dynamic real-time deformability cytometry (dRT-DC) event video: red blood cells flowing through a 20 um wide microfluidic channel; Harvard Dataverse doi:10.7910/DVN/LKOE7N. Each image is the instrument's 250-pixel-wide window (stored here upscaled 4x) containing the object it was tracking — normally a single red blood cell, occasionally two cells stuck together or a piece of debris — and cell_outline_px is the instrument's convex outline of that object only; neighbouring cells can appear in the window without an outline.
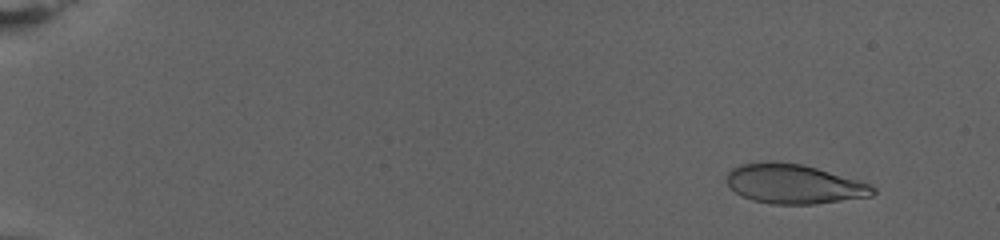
{"species": "human", "species_latin": "Homo sapiens", "temperature_condition": "warm", "stored_images_in_passage": 80, "camera_frame_rate_fps": 3000, "um_per_image_px": 0.085, "donor": {"sex": "female"}, "frame": {"image": 1, "passage_image": 8, "time_ms": 2.333, "image_size_px": [1000, 240], "cell_outline_px": [[876, 192], [872, 196], [816, 204], [772, 204], [752, 200], [736, 192], [724, 180], [728, 172], [732, 168], [740, 164], [800, 164], [816, 168], [856, 180], [868, 184], [876, 188]], "centroid_in_image_um": [67.5, 15.68], "position_along_channel_um": 17.5, "area_um2": 32.66}}
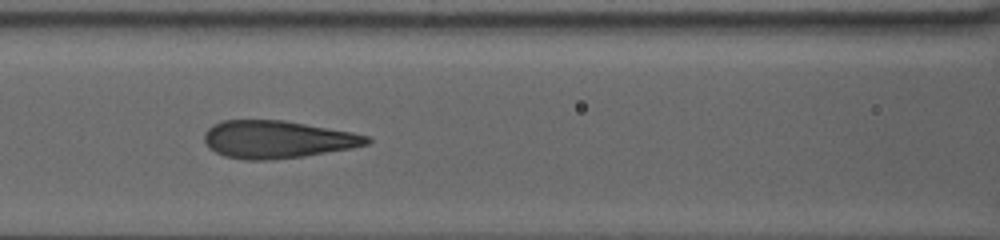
{"frame": {"image": 2, "passage_image": 39, "time_ms": 12.667, "image_size_px": [1000, 240], "cell_outline_px": [[372, 140], [368, 144], [352, 148], [304, 156], [268, 160], [244, 160], [224, 156], [208, 148], [204, 140], [204, 132], [212, 124], [224, 120], [284, 120], [352, 132], [368, 136]], "centroid_in_image_um": [23.54, 11.85], "position_along_channel_um": 143.1, "area_um2": 35.72}}
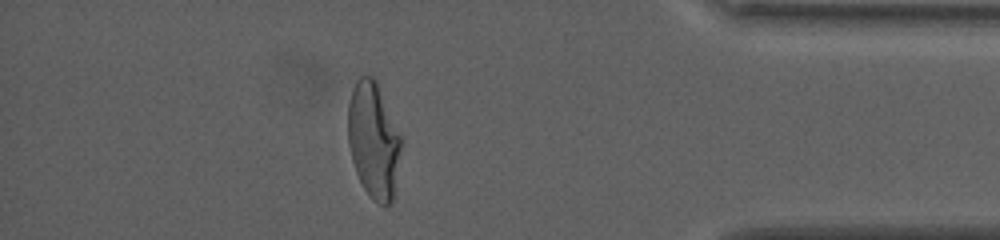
{"frame": {"image": 3, "passage_image": 71, "time_ms": 23.333, "image_size_px": [1000, 240], "cell_outline_px": [[400, 148], [392, 200], [384, 208], [372, 200], [368, 196], [356, 172], [352, 160], [348, 140], [348, 104], [352, 88], [356, 80], [360, 76], [372, 76], [376, 80], [380, 88], [400, 136]], "centroid_in_image_um": [31.71, 11.91], "position_along_channel_um": 403.5, "area_um2": 35.43}, "authors_computed_cell_mechanics": {"area_um2": 35.2002, "velocity_mm_per_s": 2.7081, "shape_relaxation_time_tau1_ms": 5.5307, "shape_relaxation_time_tau2_ms": null, "deformation_change_tau1": 0.2386, "deformation_change_tau2": null}}